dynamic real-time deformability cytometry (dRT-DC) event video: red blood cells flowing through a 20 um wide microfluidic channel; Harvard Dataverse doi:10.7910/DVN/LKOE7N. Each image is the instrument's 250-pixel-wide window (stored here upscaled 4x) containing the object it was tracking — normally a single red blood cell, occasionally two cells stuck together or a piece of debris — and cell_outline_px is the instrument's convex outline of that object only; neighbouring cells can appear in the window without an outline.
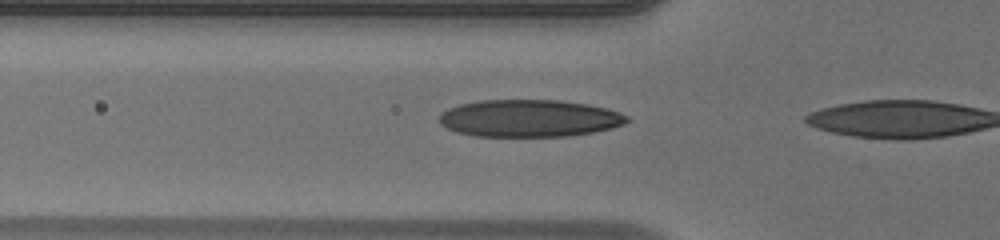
{"species": "human", "species_latin": "Homo sapiens", "temperature_condition": "warm", "stored_images_in_passage": 9, "camera_frame_rate_fps": 3000, "um_per_image_px": 0.085, "donor": {"sex": "male"}, "frame": {"image": 1, "passage_image": 7, "time_ms": 2.0, "image_size_px": [1000, 240], "cell_outline_px": [[628, 120], [624, 124], [612, 128], [592, 132], [568, 136], [476, 136], [456, 132], [440, 124], [440, 116], [448, 108], [460, 104], [480, 100], [560, 100], [588, 104], [608, 108], [620, 112], [628, 116]], "centroid_in_image_um": [45.02, 10.05], "position_along_channel_um": 80.8, "area_um2": 40.75}}